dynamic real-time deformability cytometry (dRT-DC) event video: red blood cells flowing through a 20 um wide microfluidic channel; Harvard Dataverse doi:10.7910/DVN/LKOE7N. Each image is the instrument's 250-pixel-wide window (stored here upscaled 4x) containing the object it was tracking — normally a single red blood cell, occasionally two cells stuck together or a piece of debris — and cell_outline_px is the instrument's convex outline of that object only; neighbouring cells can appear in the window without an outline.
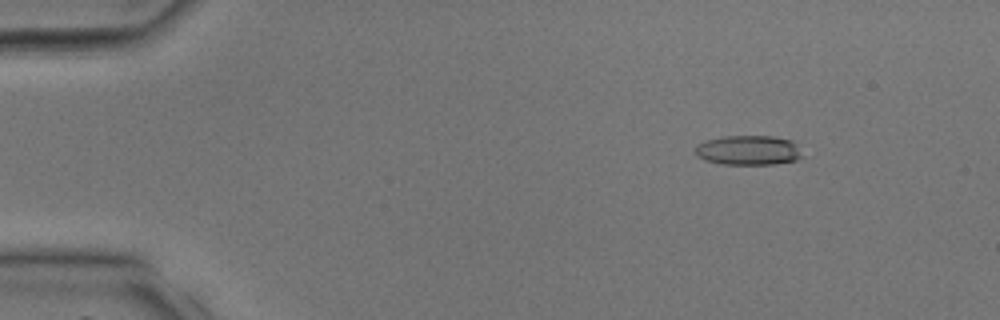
{"species": "common noctule bat (a hibernating species)", "species_latin": "Nyctalus noctula", "temperature_condition": "room temperature", "stored_images_in_passage": 27, "camera_frame_rate_fps": 3000, "um_per_image_px": 0.085, "animal": {"sex": "male", "body_mass_g": 17.9, "forearm_length_mm": 54.2}, "frame": {"image": 1, "passage_image": 2, "time_ms": 0.333, "image_size_px": [1000, 320], "cell_outline_px": [[804, 156], [796, 160], [776, 164], [724, 164], [704, 160], [696, 156], [696, 144], [708, 140], [724, 136], [772, 136], [792, 140], [796, 144]], "centroid_in_image_um": [63.64, 12.77], "position_along_channel_um": 21.4, "area_um2": 18.55}}
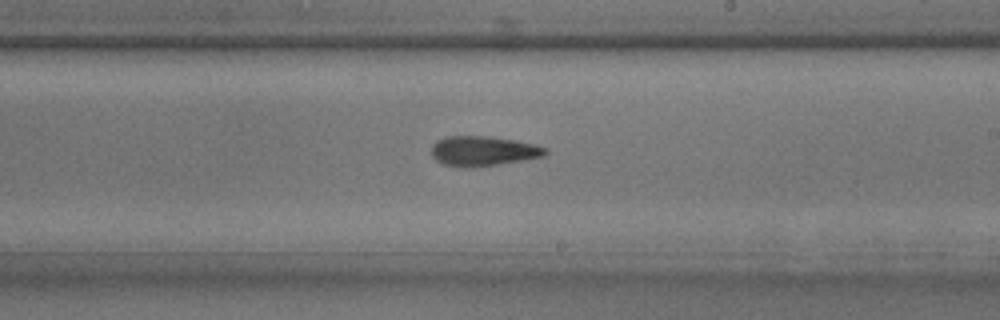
{"frame": {"image": 2, "passage_image": 20, "time_ms": 6.333, "image_size_px": [1000, 320], "cell_outline_px": [[548, 152], [544, 156], [524, 160], [472, 168], [464, 168], [444, 164], [436, 160], [432, 156], [432, 144], [436, 140], [444, 136], [488, 136], [512, 140], [532, 144], [548, 148]], "centroid_in_image_um": [41.04, 12.84], "position_along_channel_um": 248.0, "area_um2": 19.88}}
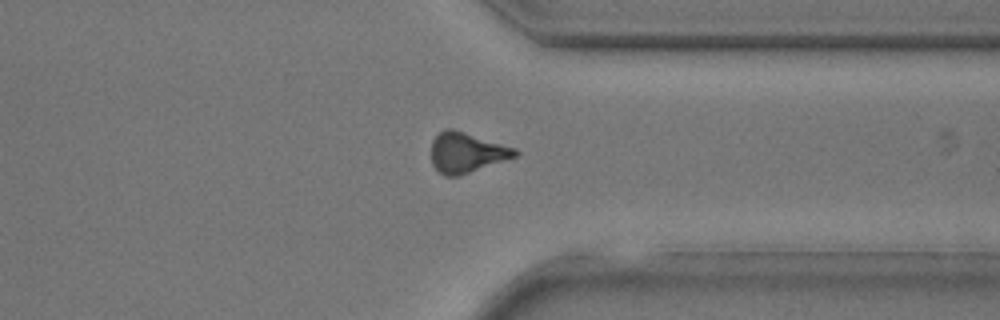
{"frame": {"image": 3, "passage_image": 27, "time_ms": 8.667, "image_size_px": [1000, 320], "cell_outline_px": [[520, 152], [516, 156], [460, 176], [444, 176], [432, 164], [432, 140], [444, 128], [452, 128], [516, 148]], "centroid_in_image_um": [39.66, 12.96], "position_along_channel_um": 371.7, "area_um2": 19.54}}